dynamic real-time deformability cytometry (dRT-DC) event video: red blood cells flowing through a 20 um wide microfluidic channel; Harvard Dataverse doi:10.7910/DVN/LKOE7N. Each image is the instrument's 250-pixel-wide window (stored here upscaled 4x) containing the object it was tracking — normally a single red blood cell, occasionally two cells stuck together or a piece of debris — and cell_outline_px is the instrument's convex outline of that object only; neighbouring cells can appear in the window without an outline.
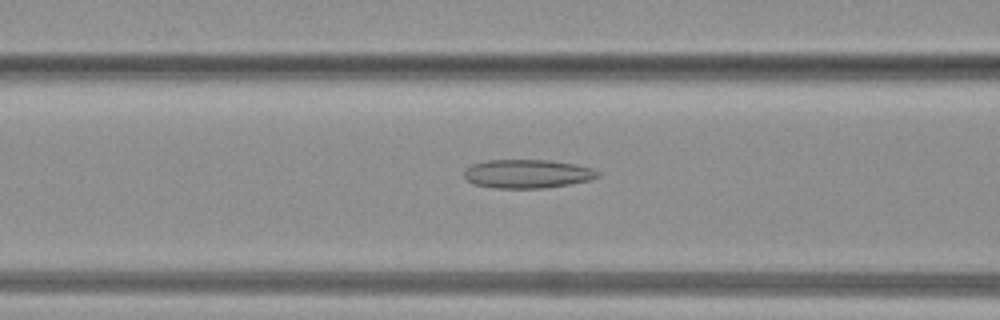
{"species": "common noctule bat (a hibernating species)", "species_latin": "Nyctalus noctula", "temperature_condition": "warm", "stored_images_in_passage": 22, "camera_frame_rate_fps": 3000, "um_per_image_px": 0.085, "animal": {"sex": "female", "body_mass_g": 19.3, "forearm_length_mm": 54.1}, "frame": {"image": 1, "passage_image": 4, "time_ms": 1.0, "image_size_px": [1000, 320], "cell_outline_px": [[600, 176], [592, 180], [544, 188], [496, 188], [472, 184], [464, 176], [464, 172], [472, 164], [488, 160], [548, 160], [576, 164], [592, 168], [600, 172]], "centroid_in_image_um": [44.86, 14.77], "position_along_channel_um": 121.7, "area_um2": 22.37}}
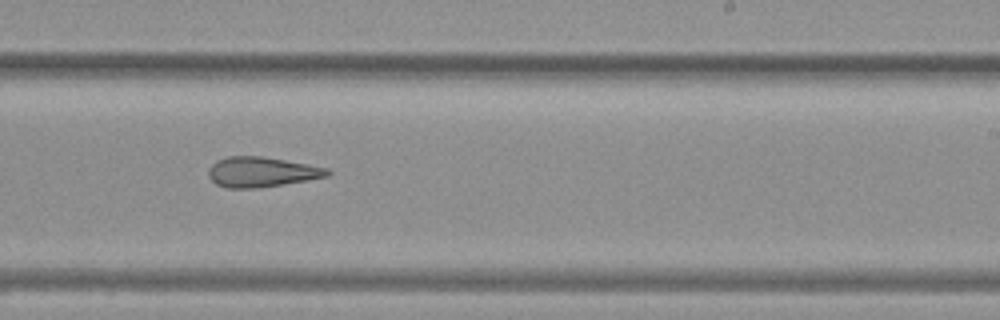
{"frame": {"image": 2, "passage_image": 12, "time_ms": 3.667, "image_size_px": [1000, 320], "cell_outline_px": [[332, 172], [328, 176], [284, 184], [256, 188], [224, 188], [216, 184], [208, 176], [208, 168], [216, 160], [228, 156], [260, 156], [308, 164], [328, 168]], "centroid_in_image_um": [22.2, 14.62], "position_along_channel_um": 266.8, "area_um2": 20.87}}
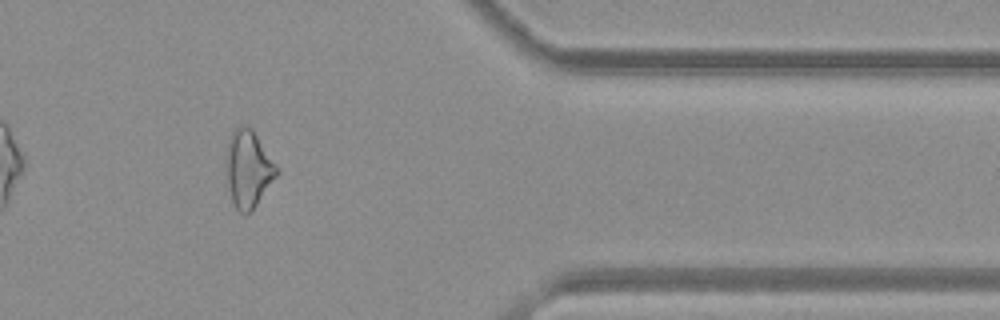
{"frame": {"image": 3, "passage_image": 20, "time_ms": 6.333, "image_size_px": [1000, 320], "cell_outline_px": [[280, 172], [256, 204], [244, 216], [236, 208], [232, 200], [224, 176], [224, 160], [228, 140], [232, 132], [240, 124], [244, 124], [252, 128], [280, 168]], "centroid_in_image_um": [21.08, 14.31], "position_along_channel_um": 390.3, "area_um2": 23.35}}